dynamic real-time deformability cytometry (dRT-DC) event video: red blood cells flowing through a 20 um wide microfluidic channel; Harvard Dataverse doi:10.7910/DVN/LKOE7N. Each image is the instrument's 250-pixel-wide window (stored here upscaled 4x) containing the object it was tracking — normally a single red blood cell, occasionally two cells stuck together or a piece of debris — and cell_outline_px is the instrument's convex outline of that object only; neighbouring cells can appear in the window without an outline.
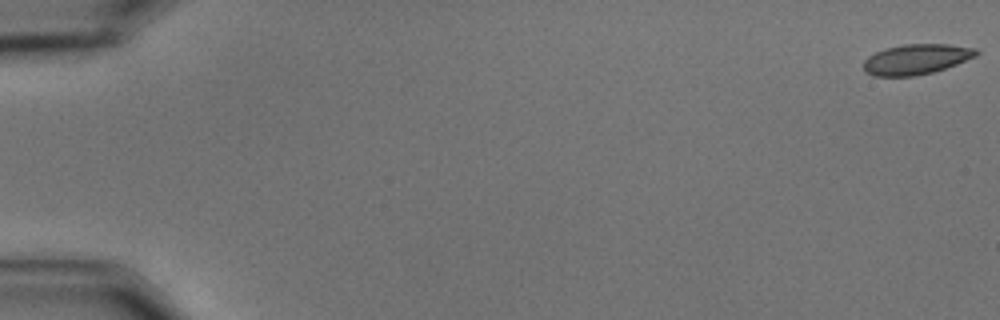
{"species": "common noctule bat (a hibernating species)", "species_latin": "Nyctalus noctula", "temperature_condition": "cold", "stored_images_in_passage": 59, "camera_frame_rate_fps": 3000, "um_per_image_px": 0.085, "animal": {"sex": "male", "body_mass_g": 15.6}, "frame": {"image": 1, "passage_image": 1, "time_ms": 0.0, "image_size_px": [1000, 320], "cell_outline_px": [[980, 52], [976, 56], [956, 64], [932, 72], [912, 76], [872, 76], [864, 72], [864, 60], [868, 56], [884, 48], [904, 44], [948, 44], [976, 48]], "centroid_in_image_um": [77.86, 5.03], "position_along_channel_um": 7.1, "area_um2": 19.88}}
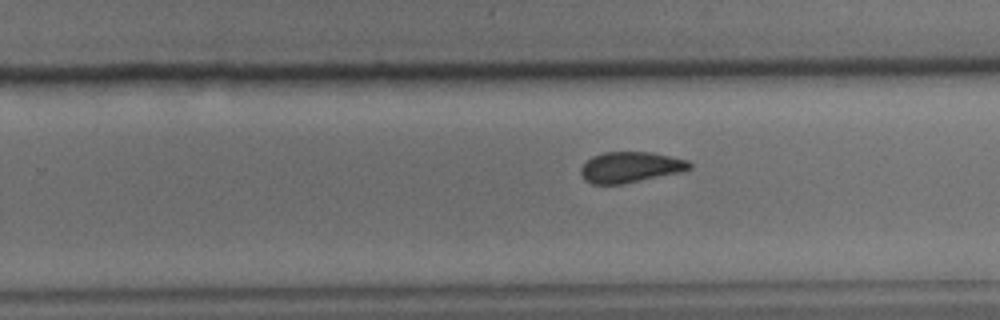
{"frame": {"image": 2, "passage_image": 38, "time_ms": 12.333, "image_size_px": [1000, 320], "cell_outline_px": [[692, 168], [680, 172], [624, 184], [592, 184], [584, 180], [580, 172], [580, 168], [592, 156], [604, 152], [652, 152], [688, 160], [692, 164]], "centroid_in_image_um": [53.58, 14.21], "position_along_channel_um": 276.2, "area_um2": 19.54}}
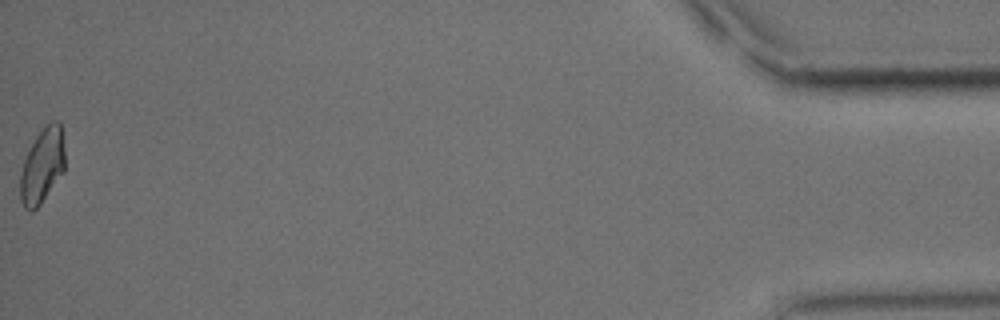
{"frame": {"image": 3, "passage_image": 59, "time_ms": 19.333, "image_size_px": [1000, 320], "cell_outline_px": [[64, 172], [40, 204], [32, 212], [24, 208], [20, 200], [20, 172], [24, 160], [36, 136], [52, 120], [56, 120], [60, 124], [64, 148]], "centroid_in_image_um": [3.58, 14.13], "position_along_channel_um": 431.6, "area_um2": 19.31}, "authors_computed_cell_mechanics": {"area_um2": 20.1722, "velocity_mm_per_s": 3.4855, "shape_relaxation_time_tau1_ms": 7.8367, "shape_relaxation_time_tau2_ms": 1.5115, "deformation_change_tau1": 0.1409, "deformation_change_tau2": 0.0505}}